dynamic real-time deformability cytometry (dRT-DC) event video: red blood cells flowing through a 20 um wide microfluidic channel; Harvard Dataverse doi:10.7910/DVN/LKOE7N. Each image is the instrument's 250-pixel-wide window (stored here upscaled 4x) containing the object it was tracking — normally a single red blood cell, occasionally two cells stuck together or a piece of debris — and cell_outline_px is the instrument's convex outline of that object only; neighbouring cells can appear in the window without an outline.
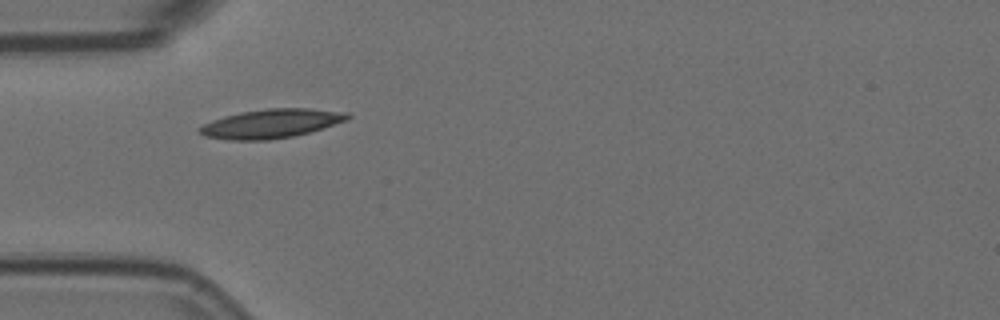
{"species": "Egyptian fruit bat (a non-hibernating species)", "species_latin": "Rousettus aegyptiacus", "temperature_condition": "room temperature", "stored_images_in_passage": 1, "camera_frame_rate_fps": 3000, "um_per_image_px": 0.085, "animal": {"sex": "female"}, "frame": {"image": 1, "passage_image": 1, "time_ms": 0.0, "image_size_px": [1000, 320], "cell_outline_px": [[352, 116], [348, 120], [308, 132], [292, 136], [268, 140], [228, 140], [204, 136], [196, 128], [212, 120], [224, 116], [240, 112], [268, 108], [308, 108], [348, 112]], "centroid_in_image_um": [23.04, 10.5], "position_along_channel_um": 62.0, "area_um2": 24.97}}